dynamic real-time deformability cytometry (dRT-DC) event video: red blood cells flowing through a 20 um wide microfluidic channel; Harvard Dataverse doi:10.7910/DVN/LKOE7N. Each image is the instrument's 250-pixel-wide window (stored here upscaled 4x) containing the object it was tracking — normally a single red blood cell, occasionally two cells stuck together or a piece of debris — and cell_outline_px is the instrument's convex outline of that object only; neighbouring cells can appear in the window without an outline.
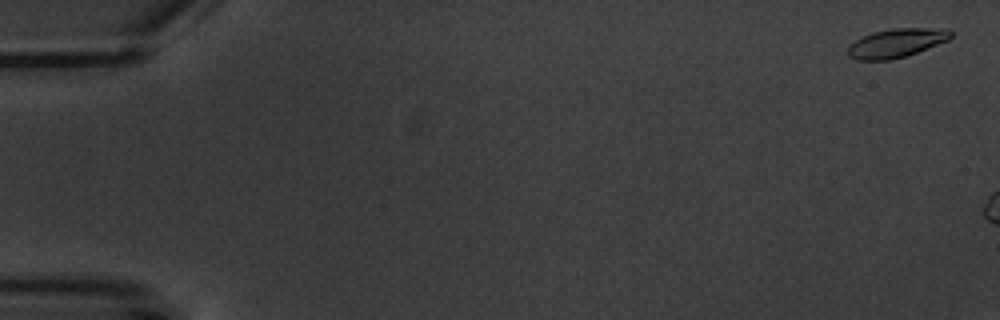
{"species": "common noctule bat (a hibernating species)", "species_latin": "Nyctalus noctula", "temperature_condition": "warm", "stored_images_in_passage": 6, "segment_of_instrument_passage": [2, 2], "camera_frame_rate_fps": 3000, "um_per_image_px": 0.085, "animal": {"sex": "male", "body_mass_g": 20.1, "forearm_length_mm": 53.5}, "frame": {"image": 1, "passage_image": 6, "time_ms": 7.0, "image_size_px": [1000, 320], "cell_outline_px": [[952, 36], [948, 40], [916, 52], [904, 56], [888, 60], [856, 60], [848, 56], [848, 48], [856, 40], [872, 32], [892, 28], [948, 28], [952, 32]], "centroid_in_image_um": [76.2, 3.64], "position_along_channel_um": 8.8, "area_um2": 17.11}}